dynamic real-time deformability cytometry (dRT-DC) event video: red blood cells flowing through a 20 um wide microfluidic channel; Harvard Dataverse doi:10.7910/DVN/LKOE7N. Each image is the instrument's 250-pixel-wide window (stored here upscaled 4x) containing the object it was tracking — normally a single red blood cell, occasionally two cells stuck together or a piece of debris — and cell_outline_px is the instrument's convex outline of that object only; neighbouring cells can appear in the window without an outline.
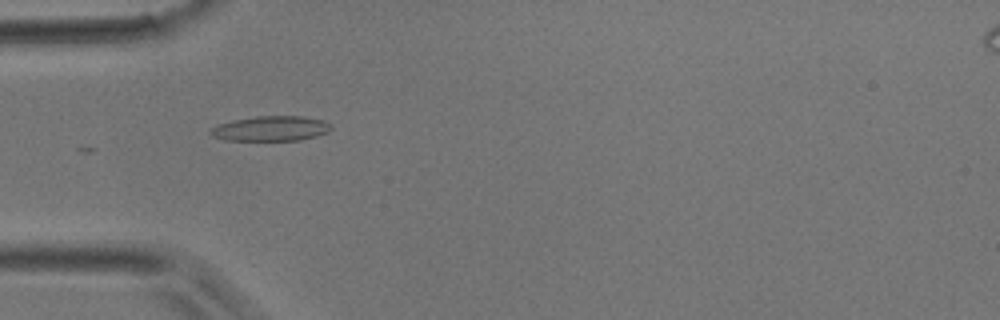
{"species": "common noctule bat (a hibernating species)", "species_latin": "Nyctalus noctula", "temperature_condition": "room temperature", "stored_images_in_passage": 5, "camera_frame_rate_fps": 3000, "um_per_image_px": 0.085, "animal": {"sex": "male", "body_mass_g": 17.9}, "frame": {"image": 1, "passage_image": 4, "time_ms": 1.0, "image_size_px": [1000, 320], "cell_outline_px": [[332, 128], [328, 132], [316, 136], [300, 140], [224, 140], [212, 136], [208, 132], [212, 128], [220, 124], [232, 120], [256, 116], [304, 116], [324, 120], [332, 124]], "centroid_in_image_um": [23.05, 10.92], "position_along_channel_um": 61.9, "area_um2": 17.63}}
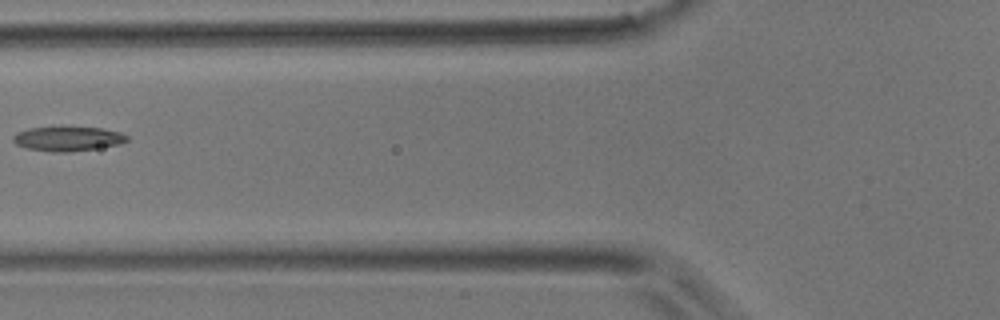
{"frame": {"image": 2, "passage_image": 5, "time_ms": 1.333, "image_size_px": [1000, 320], "cell_outline_px": [[128, 140], [120, 144], [72, 152], [52, 152], [28, 148], [16, 144], [12, 140], [12, 136], [16, 132], [28, 128], [100, 128], [120, 132], [128, 136]], "centroid_in_image_um": [5.75, 11.81], "position_along_channel_um": 120.1, "area_um2": 16.01}}